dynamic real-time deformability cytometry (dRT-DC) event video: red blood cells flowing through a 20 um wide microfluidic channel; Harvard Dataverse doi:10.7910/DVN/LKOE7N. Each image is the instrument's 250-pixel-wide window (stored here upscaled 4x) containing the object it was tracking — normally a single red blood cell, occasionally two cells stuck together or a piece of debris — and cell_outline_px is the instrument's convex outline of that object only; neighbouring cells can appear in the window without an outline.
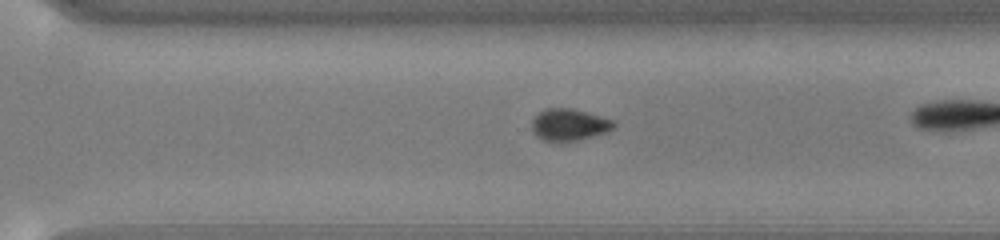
{"species": "common noctule bat (a hibernating species)", "species_latin": "Nyctalus noctula", "temperature_condition": "cold", "stored_images_in_passage": 32, "camera_frame_rate_fps": 3000, "um_per_image_px": 0.085, "animal": {"sex": "male", "body_mass_g": 13.0, "forearm_length_mm": 53.1}, "frame": {"image": 1, "passage_image": 28, "time_ms": 9.0, "image_size_px": [1000, 240], "cell_outline_px": [[616, 124], [608, 132], [560, 144], [556, 144], [544, 140], [536, 136], [532, 128], [532, 120], [540, 112], [548, 108], [572, 108], [616, 120]], "centroid_in_image_um": [48.39, 10.63], "position_along_channel_um": 322.2, "area_um2": 15.49}}